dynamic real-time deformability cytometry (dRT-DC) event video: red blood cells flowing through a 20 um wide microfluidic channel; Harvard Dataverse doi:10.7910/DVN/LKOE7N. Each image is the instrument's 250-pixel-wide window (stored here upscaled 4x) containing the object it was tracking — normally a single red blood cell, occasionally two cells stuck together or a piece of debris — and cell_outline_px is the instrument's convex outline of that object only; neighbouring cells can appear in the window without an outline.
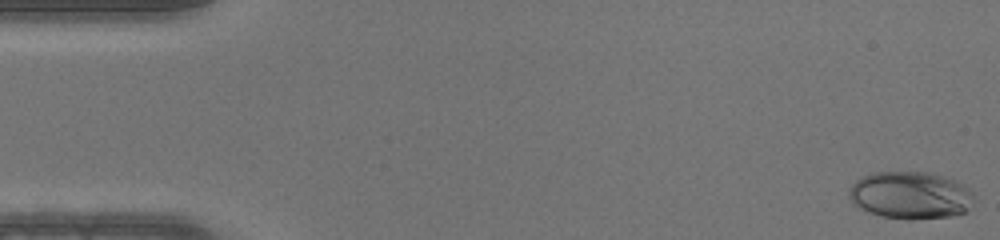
{"species": "human", "species_latin": "Homo sapiens", "temperature_condition": "warm", "stored_images_in_passage": 47, "camera_frame_rate_fps": 3000, "um_per_image_px": 0.085, "donor": {"sex": "male"}, "frame": {"image": 1, "passage_image": 1, "time_ms": 0.0, "image_size_px": [1000, 240], "cell_outline_px": [[972, 196], [964, 212], [956, 216], [912, 220], [908, 220], [880, 216], [868, 212], [860, 208], [848, 196], [848, 188], [856, 180], [864, 176], [876, 172], [932, 172], [956, 180], [968, 188], [972, 192]], "centroid_in_image_um": [77.36, 16.6], "position_along_channel_um": 7.6, "area_um2": 34.56}}
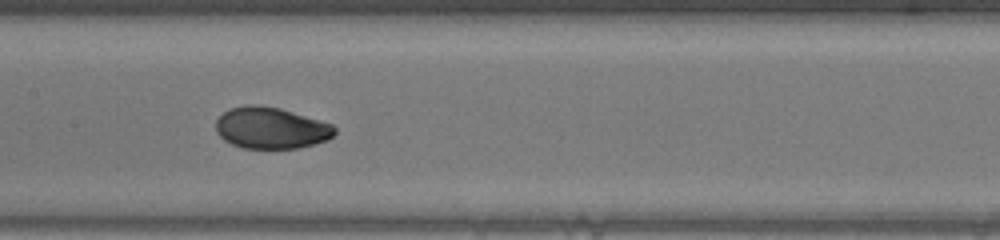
{"frame": {"image": 2, "passage_image": 23, "time_ms": 7.333, "image_size_px": [1000, 240], "cell_outline_px": [[336, 132], [328, 140], [296, 148], [244, 148], [232, 144], [224, 140], [216, 132], [216, 120], [228, 108], [248, 104], [260, 104], [280, 108], [332, 124], [336, 128]], "centroid_in_image_um": [23.01, 10.86], "position_along_channel_um": 184.4, "area_um2": 28.73}}
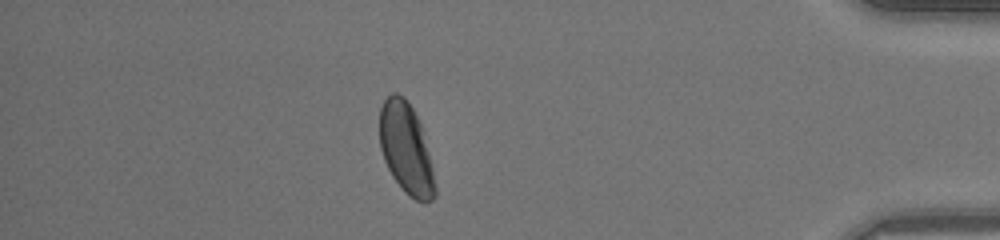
{"frame": {"image": 3, "passage_image": 41, "time_ms": 13.333, "image_size_px": [1000, 240], "cell_outline_px": [[436, 196], [432, 200], [416, 200], [408, 196], [404, 192], [392, 176], [384, 160], [380, 148], [380, 108], [384, 100], [392, 92], [396, 92], [404, 96], [412, 108], [420, 124], [436, 188]], "centroid_in_image_um": [34.48, 12.62], "position_along_channel_um": 400.7, "area_um2": 28.73}}